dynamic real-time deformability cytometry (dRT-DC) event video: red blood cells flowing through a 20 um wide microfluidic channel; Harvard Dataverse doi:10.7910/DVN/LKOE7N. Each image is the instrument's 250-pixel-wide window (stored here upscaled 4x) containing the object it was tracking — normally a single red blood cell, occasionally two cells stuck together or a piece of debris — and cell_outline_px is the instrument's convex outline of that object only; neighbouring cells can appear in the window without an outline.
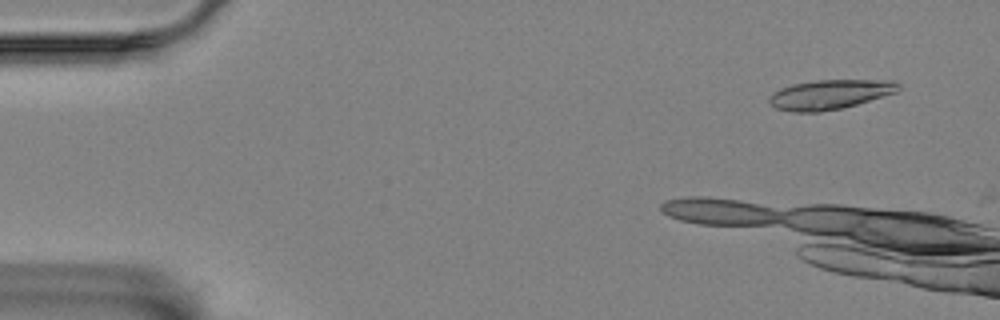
{"species": "Egyptian fruit bat (a non-hibernating species)", "species_latin": "Rousettus aegyptiacus", "temperature_condition": "room temperature", "stored_images_in_passage": 5, "camera_frame_rate_fps": 3000, "um_per_image_px": 0.085, "animal": {"sex": "female"}, "frame": {"image": 1, "passage_image": 4, "time_ms": 1.0, "image_size_px": [1000, 320], "cell_outline_px": [[900, 88], [896, 92], [844, 108], [820, 112], [792, 112], [776, 108], [768, 100], [768, 96], [772, 92], [780, 88], [792, 84], [816, 80], [896, 80], [900, 84]], "centroid_in_image_um": [70.53, 8.03], "position_along_channel_um": 14.5, "area_um2": 22.43}}